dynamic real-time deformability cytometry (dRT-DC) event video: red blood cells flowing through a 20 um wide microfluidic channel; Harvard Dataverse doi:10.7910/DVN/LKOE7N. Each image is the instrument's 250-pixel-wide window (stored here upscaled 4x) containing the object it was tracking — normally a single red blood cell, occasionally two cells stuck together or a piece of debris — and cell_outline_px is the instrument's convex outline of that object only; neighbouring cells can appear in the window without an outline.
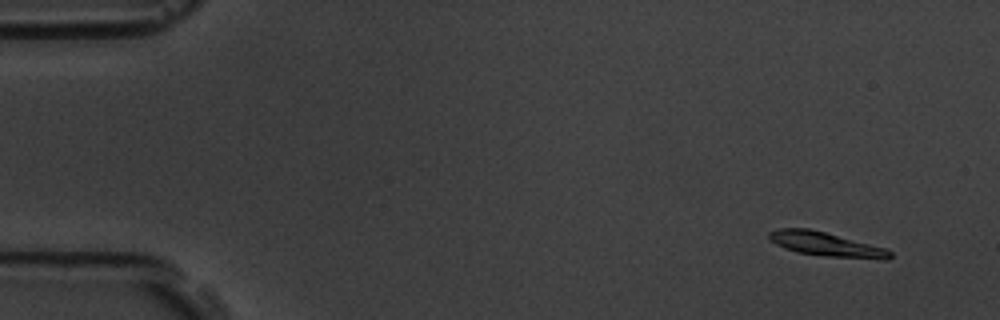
{"species": "common noctule bat (a hibernating species)", "species_latin": "Nyctalus noctula", "temperature_condition": "room temperature", "stored_images_in_passage": 57, "camera_frame_rate_fps": 3000, "um_per_image_px": 0.085, "animal": {"sex": "male", "body_mass_g": 19.5, "forearm_length_mm": 54.6}, "frame": {"image": 1, "passage_image": 5, "time_ms": 1.333, "image_size_px": [1000, 320], "cell_outline_px": [[892, 256], [888, 260], [880, 260], [828, 256], [796, 252], [784, 248], [776, 244], [768, 236], [768, 232], [780, 228], [808, 228], [888, 248], [892, 252]], "centroid_in_image_um": [70.28, 20.77], "position_along_channel_um": 14.7, "area_um2": 17.05}}
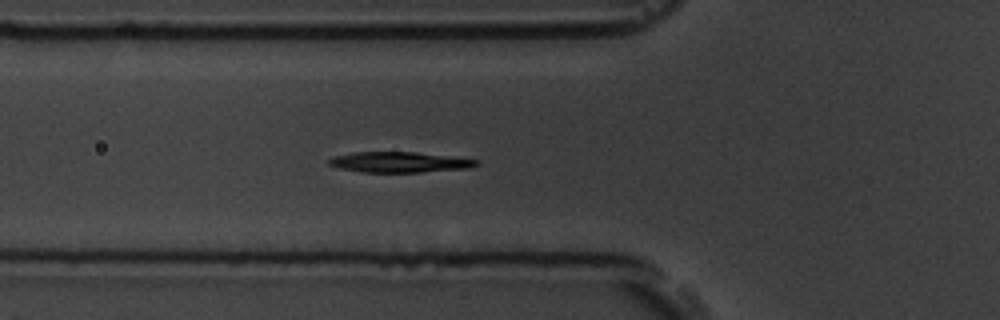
{"frame": {"image": 2, "passage_image": 21, "time_ms": 6.667, "image_size_px": [1000, 320], "cell_outline_px": [[480, 164], [468, 168], [420, 172], [364, 172], [340, 168], [328, 164], [328, 160], [332, 156], [352, 152], [416, 152], [480, 160]], "centroid_in_image_um": [33.94, 13.78], "position_along_channel_um": 91.9, "area_um2": 17.57}}
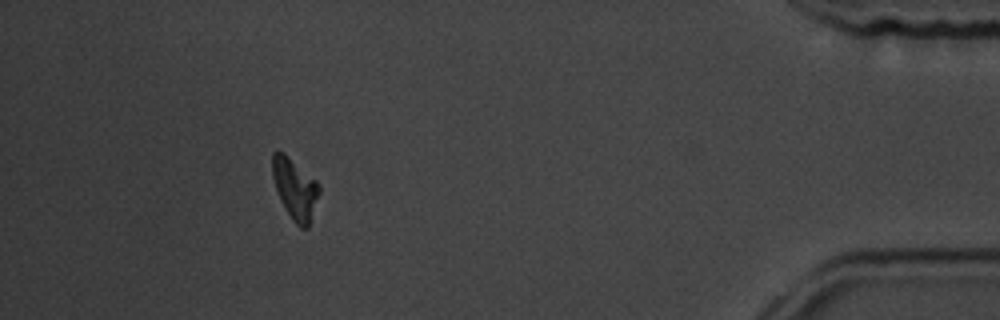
{"frame": {"image": 3, "passage_image": 52, "time_ms": 17.0, "image_size_px": [1000, 320], "cell_outline_px": [[320, 192], [308, 228], [300, 228], [292, 220], [280, 200], [272, 176], [272, 152], [284, 152], [316, 180], [320, 184]], "centroid_in_image_um": [25.08, 16.05], "position_along_channel_um": 410.1, "area_um2": 16.59}, "authors_computed_cell_mechanics": {"area_um2": 17.2244, "velocity_mm_per_s": 3.6358, "shape_relaxation_time_tau1_ms": 2.2419, "shape_relaxation_time_tau2_ms": 4.0344, "deformation_change_tau1": 0.1253, "deformation_change_tau2": 0.0958}}